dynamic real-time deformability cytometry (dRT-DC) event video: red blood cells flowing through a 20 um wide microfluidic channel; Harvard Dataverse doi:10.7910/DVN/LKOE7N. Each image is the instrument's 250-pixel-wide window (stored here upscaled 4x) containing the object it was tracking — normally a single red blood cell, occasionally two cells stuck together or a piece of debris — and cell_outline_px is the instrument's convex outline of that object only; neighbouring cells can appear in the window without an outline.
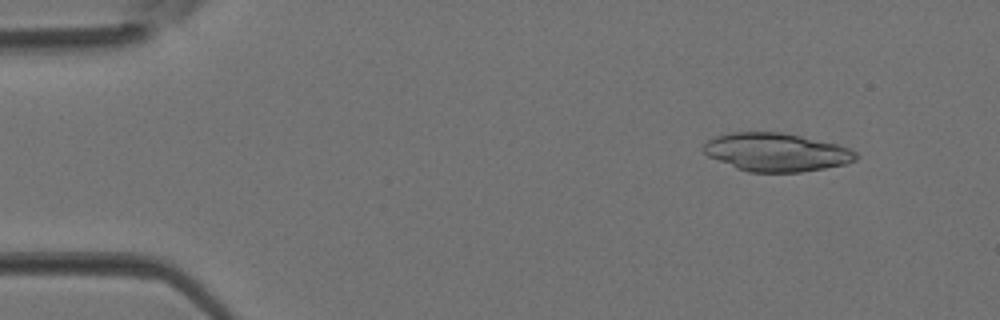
{"species": "Egyptian fruit bat (a non-hibernating species)", "species_latin": "Rousettus aegyptiacus", "temperature_condition": "room temperature", "stored_images_in_passage": 3, "camera_frame_rate_fps": 3000, "um_per_image_px": 0.085, "animal": {"sex": "female"}, "frame": {"image": 1, "passage_image": 2, "time_ms": 0.333, "image_size_px": [1000, 320], "cell_outline_px": [[860, 156], [856, 160], [844, 164], [824, 168], [800, 172], [748, 172], [736, 168], [708, 156], [704, 152], [704, 144], [708, 140], [716, 136], [732, 132], [780, 132], [800, 136], [836, 144], [848, 148], [856, 152]], "centroid_in_image_um": [65.99, 12.94], "position_along_channel_um": 19.0, "area_um2": 33.76}}